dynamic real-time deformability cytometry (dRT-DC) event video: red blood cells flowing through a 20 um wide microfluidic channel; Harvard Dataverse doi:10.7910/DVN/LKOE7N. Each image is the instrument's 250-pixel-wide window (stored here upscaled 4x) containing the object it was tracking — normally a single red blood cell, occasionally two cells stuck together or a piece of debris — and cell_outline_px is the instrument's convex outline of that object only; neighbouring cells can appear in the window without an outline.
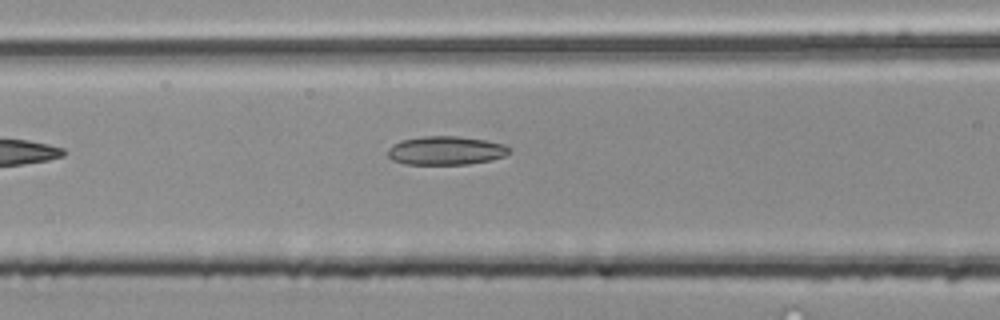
{"species": "common noctule bat (a hibernating species)", "species_latin": "Nyctalus noctula", "temperature_condition": "room temperature", "stored_images_in_passage": 10, "camera_frame_rate_fps": 3000, "um_per_image_px": 0.085, "animal": {"sex": "male", "body_mass_g": 20.4}, "frame": {"image": 1, "passage_image": 5, "time_ms": 1.333, "image_size_px": [1000, 320], "cell_outline_px": [[508, 152], [504, 156], [488, 160], [468, 164], [404, 164], [392, 160], [388, 156], [388, 148], [392, 144], [400, 140], [424, 136], [456, 136], [484, 140], [504, 144], [508, 148]], "centroid_in_image_um": [37.82, 12.79], "position_along_channel_um": 128.8, "area_um2": 20.11}}